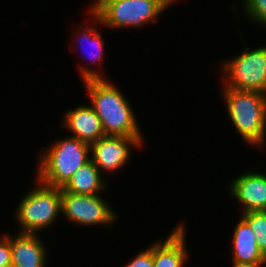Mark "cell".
<instances>
[{
    "label": "cell",
    "mask_w": 266,
    "mask_h": 267,
    "mask_svg": "<svg viewBox=\"0 0 266 267\" xmlns=\"http://www.w3.org/2000/svg\"><path fill=\"white\" fill-rule=\"evenodd\" d=\"M89 105L101 120L105 136L144 137L128 97L111 79L81 81Z\"/></svg>",
    "instance_id": "6da1fadb"
},
{
    "label": "cell",
    "mask_w": 266,
    "mask_h": 267,
    "mask_svg": "<svg viewBox=\"0 0 266 267\" xmlns=\"http://www.w3.org/2000/svg\"><path fill=\"white\" fill-rule=\"evenodd\" d=\"M52 142L40 149L33 177L46 185L63 188L74 172L91 159L90 144L70 135Z\"/></svg>",
    "instance_id": "7a4b0ae2"
},
{
    "label": "cell",
    "mask_w": 266,
    "mask_h": 267,
    "mask_svg": "<svg viewBox=\"0 0 266 267\" xmlns=\"http://www.w3.org/2000/svg\"><path fill=\"white\" fill-rule=\"evenodd\" d=\"M228 119L245 144L266 146V95L257 91L222 88ZM264 146V147H263Z\"/></svg>",
    "instance_id": "3957f363"
},
{
    "label": "cell",
    "mask_w": 266,
    "mask_h": 267,
    "mask_svg": "<svg viewBox=\"0 0 266 267\" xmlns=\"http://www.w3.org/2000/svg\"><path fill=\"white\" fill-rule=\"evenodd\" d=\"M34 181L37 186L22 196L13 212L18 233H42L62 217L61 188L46 185L36 177Z\"/></svg>",
    "instance_id": "277c9868"
},
{
    "label": "cell",
    "mask_w": 266,
    "mask_h": 267,
    "mask_svg": "<svg viewBox=\"0 0 266 267\" xmlns=\"http://www.w3.org/2000/svg\"><path fill=\"white\" fill-rule=\"evenodd\" d=\"M238 55L221 61L219 74L221 88H232L242 91L266 92V45L247 47ZM223 83V84H222Z\"/></svg>",
    "instance_id": "5b68a950"
},
{
    "label": "cell",
    "mask_w": 266,
    "mask_h": 267,
    "mask_svg": "<svg viewBox=\"0 0 266 267\" xmlns=\"http://www.w3.org/2000/svg\"><path fill=\"white\" fill-rule=\"evenodd\" d=\"M172 7L166 0H115L106 2L95 15L107 29H138L158 22Z\"/></svg>",
    "instance_id": "8992f818"
},
{
    "label": "cell",
    "mask_w": 266,
    "mask_h": 267,
    "mask_svg": "<svg viewBox=\"0 0 266 267\" xmlns=\"http://www.w3.org/2000/svg\"><path fill=\"white\" fill-rule=\"evenodd\" d=\"M103 194L82 195L64 191L61 188V216L78 227L93 228L101 225L107 230L117 222L112 207Z\"/></svg>",
    "instance_id": "52a82bcc"
},
{
    "label": "cell",
    "mask_w": 266,
    "mask_h": 267,
    "mask_svg": "<svg viewBox=\"0 0 266 267\" xmlns=\"http://www.w3.org/2000/svg\"><path fill=\"white\" fill-rule=\"evenodd\" d=\"M86 12H87V15L89 14L88 20L90 19V22L88 23V21L86 20L85 22L87 23H84L81 25L76 24V26L77 25L78 26L74 27V31L71 34L73 35L71 37L73 40L70 41L71 45L74 43V47H75L74 49H76V51L81 50L80 53L82 52L85 53L84 48H87L88 50L86 49V52L87 54L90 55V56L86 55L87 62L85 61V64H83L84 62L77 63L78 65L77 70L80 71L78 76L82 79L81 81L88 80V79H109V77H106V75L102 73L104 69L102 65H104L103 61L105 60L104 49H105V44H106L105 40L102 37L103 34H101L100 32V29L102 28L101 26L103 25L101 23V20L94 13L90 11H86ZM97 25L100 26V29ZM91 64L93 65L95 69L92 67ZM100 67L102 68V70Z\"/></svg>",
    "instance_id": "ba28073f"
},
{
    "label": "cell",
    "mask_w": 266,
    "mask_h": 267,
    "mask_svg": "<svg viewBox=\"0 0 266 267\" xmlns=\"http://www.w3.org/2000/svg\"><path fill=\"white\" fill-rule=\"evenodd\" d=\"M144 141V137L104 136L90 144V158L103 175H114L131 161L132 150L146 145Z\"/></svg>",
    "instance_id": "9c48e42d"
},
{
    "label": "cell",
    "mask_w": 266,
    "mask_h": 267,
    "mask_svg": "<svg viewBox=\"0 0 266 267\" xmlns=\"http://www.w3.org/2000/svg\"><path fill=\"white\" fill-rule=\"evenodd\" d=\"M229 183L228 193L241 205V213L266 211V172H258L254 167L233 177Z\"/></svg>",
    "instance_id": "30bf717a"
},
{
    "label": "cell",
    "mask_w": 266,
    "mask_h": 267,
    "mask_svg": "<svg viewBox=\"0 0 266 267\" xmlns=\"http://www.w3.org/2000/svg\"><path fill=\"white\" fill-rule=\"evenodd\" d=\"M186 222L177 223V226L168 234V237L153 242L154 267H185L189 255L186 247ZM185 224V225H184Z\"/></svg>",
    "instance_id": "8fae6325"
},
{
    "label": "cell",
    "mask_w": 266,
    "mask_h": 267,
    "mask_svg": "<svg viewBox=\"0 0 266 267\" xmlns=\"http://www.w3.org/2000/svg\"><path fill=\"white\" fill-rule=\"evenodd\" d=\"M61 120L60 128L64 127L68 133L71 132L70 136L88 144L105 136L100 118L88 104H80L75 108L65 109Z\"/></svg>",
    "instance_id": "7c38bea8"
},
{
    "label": "cell",
    "mask_w": 266,
    "mask_h": 267,
    "mask_svg": "<svg viewBox=\"0 0 266 267\" xmlns=\"http://www.w3.org/2000/svg\"><path fill=\"white\" fill-rule=\"evenodd\" d=\"M12 264L18 267H48L49 250L40 234L18 233L10 235ZM9 234V235H8Z\"/></svg>",
    "instance_id": "4fadbf2b"
},
{
    "label": "cell",
    "mask_w": 266,
    "mask_h": 267,
    "mask_svg": "<svg viewBox=\"0 0 266 267\" xmlns=\"http://www.w3.org/2000/svg\"><path fill=\"white\" fill-rule=\"evenodd\" d=\"M234 226L231 244V263L266 262V257L257 247V238L249 224L241 217Z\"/></svg>",
    "instance_id": "5bb4252c"
},
{
    "label": "cell",
    "mask_w": 266,
    "mask_h": 267,
    "mask_svg": "<svg viewBox=\"0 0 266 267\" xmlns=\"http://www.w3.org/2000/svg\"><path fill=\"white\" fill-rule=\"evenodd\" d=\"M104 176L90 159L74 172L71 179L62 189L82 195L103 194L109 188L108 177Z\"/></svg>",
    "instance_id": "9a60e30c"
},
{
    "label": "cell",
    "mask_w": 266,
    "mask_h": 267,
    "mask_svg": "<svg viewBox=\"0 0 266 267\" xmlns=\"http://www.w3.org/2000/svg\"><path fill=\"white\" fill-rule=\"evenodd\" d=\"M237 2H232L230 6H232L231 11L234 13H239L238 7L240 10L242 9V14H236V16L240 15V17L245 18L247 21L250 20V23H254L259 25L258 27H263L266 29V0H242ZM234 3V4H233ZM238 3V4H237ZM237 4V5H236ZM238 6V7H237ZM242 15V16H241ZM245 16V17H244Z\"/></svg>",
    "instance_id": "2e32d148"
},
{
    "label": "cell",
    "mask_w": 266,
    "mask_h": 267,
    "mask_svg": "<svg viewBox=\"0 0 266 267\" xmlns=\"http://www.w3.org/2000/svg\"><path fill=\"white\" fill-rule=\"evenodd\" d=\"M257 238V247L266 257V211H250L241 213Z\"/></svg>",
    "instance_id": "e0dca14e"
},
{
    "label": "cell",
    "mask_w": 266,
    "mask_h": 267,
    "mask_svg": "<svg viewBox=\"0 0 266 267\" xmlns=\"http://www.w3.org/2000/svg\"><path fill=\"white\" fill-rule=\"evenodd\" d=\"M124 267H154L153 263V243L145 247L144 250L137 252V254L131 257V260L126 262Z\"/></svg>",
    "instance_id": "ac0fdd59"
},
{
    "label": "cell",
    "mask_w": 266,
    "mask_h": 267,
    "mask_svg": "<svg viewBox=\"0 0 266 267\" xmlns=\"http://www.w3.org/2000/svg\"><path fill=\"white\" fill-rule=\"evenodd\" d=\"M12 264L10 238L6 234L0 236V267Z\"/></svg>",
    "instance_id": "d6986e66"
},
{
    "label": "cell",
    "mask_w": 266,
    "mask_h": 267,
    "mask_svg": "<svg viewBox=\"0 0 266 267\" xmlns=\"http://www.w3.org/2000/svg\"><path fill=\"white\" fill-rule=\"evenodd\" d=\"M109 1L115 0H93V3L90 4V7L86 9L95 14L106 2Z\"/></svg>",
    "instance_id": "ffe728a7"
},
{
    "label": "cell",
    "mask_w": 266,
    "mask_h": 267,
    "mask_svg": "<svg viewBox=\"0 0 266 267\" xmlns=\"http://www.w3.org/2000/svg\"><path fill=\"white\" fill-rule=\"evenodd\" d=\"M266 262H255V263H231L232 267H264ZM266 267V266H265Z\"/></svg>",
    "instance_id": "44dd1931"
},
{
    "label": "cell",
    "mask_w": 266,
    "mask_h": 267,
    "mask_svg": "<svg viewBox=\"0 0 266 267\" xmlns=\"http://www.w3.org/2000/svg\"><path fill=\"white\" fill-rule=\"evenodd\" d=\"M170 5H173L175 2H178V0H166Z\"/></svg>",
    "instance_id": "7402d4cb"
},
{
    "label": "cell",
    "mask_w": 266,
    "mask_h": 267,
    "mask_svg": "<svg viewBox=\"0 0 266 267\" xmlns=\"http://www.w3.org/2000/svg\"><path fill=\"white\" fill-rule=\"evenodd\" d=\"M7 267H18V266H16V265H13V264H10L9 266H7Z\"/></svg>",
    "instance_id": "603a6c76"
}]
</instances>
